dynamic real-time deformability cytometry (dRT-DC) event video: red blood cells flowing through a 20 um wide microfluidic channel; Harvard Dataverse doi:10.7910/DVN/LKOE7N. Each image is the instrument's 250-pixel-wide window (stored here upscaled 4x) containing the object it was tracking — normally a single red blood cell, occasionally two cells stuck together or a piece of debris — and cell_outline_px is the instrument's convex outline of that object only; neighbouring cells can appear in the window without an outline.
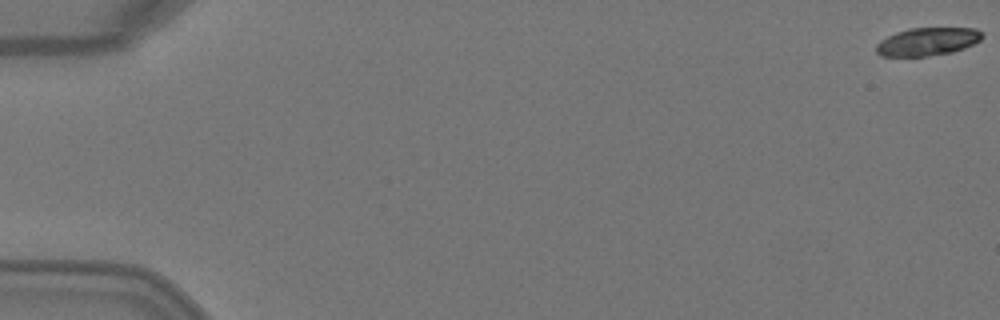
{"species": "Egyptian fruit bat (a non-hibernating species)", "species_latin": "Rousettus aegyptiacus", "temperature_condition": "warm", "stored_images_in_passage": 3, "camera_frame_rate_fps": 3000, "um_per_image_px": 0.085, "animal": {"sex": "female"}, "frame": {"image": 1, "passage_image": 1, "time_ms": 0.0, "image_size_px": [1000, 320], "cell_outline_px": [[984, 36], [980, 40], [964, 48], [952, 52], [924, 56], [880, 56], [876, 52], [876, 44], [880, 40], [896, 32], [908, 28], [976, 28], [984, 32]], "centroid_in_image_um": [78.84, 3.52], "position_along_channel_um": 6.2, "area_um2": 17.34}}